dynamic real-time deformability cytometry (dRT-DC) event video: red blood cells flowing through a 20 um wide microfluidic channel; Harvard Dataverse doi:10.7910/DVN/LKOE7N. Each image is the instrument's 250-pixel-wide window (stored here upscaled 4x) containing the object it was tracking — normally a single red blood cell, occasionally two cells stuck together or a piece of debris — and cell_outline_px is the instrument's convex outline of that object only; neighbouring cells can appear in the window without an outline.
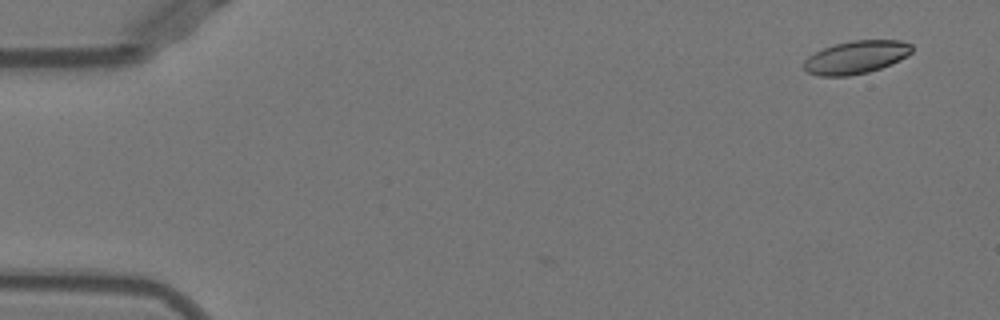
{"species": "Egyptian fruit bat (a non-hibernating species)", "species_latin": "Rousettus aegyptiacus", "temperature_condition": "warm", "stored_images_in_passage": 3, "camera_frame_rate_fps": 3000, "um_per_image_px": 0.085, "animal": {"sex": "female"}, "frame": {"image": 1, "passage_image": 3, "time_ms": 0.667, "image_size_px": [1000, 320], "cell_outline_px": [[912, 52], [908, 56], [900, 60], [880, 68], [868, 72], [848, 76], [820, 76], [808, 72], [804, 68], [804, 60], [808, 56], [824, 48], [836, 44], [852, 40], [900, 40], [912, 44]], "centroid_in_image_um": [72.79, 4.86], "position_along_channel_um": 12.2, "area_um2": 20.69}}